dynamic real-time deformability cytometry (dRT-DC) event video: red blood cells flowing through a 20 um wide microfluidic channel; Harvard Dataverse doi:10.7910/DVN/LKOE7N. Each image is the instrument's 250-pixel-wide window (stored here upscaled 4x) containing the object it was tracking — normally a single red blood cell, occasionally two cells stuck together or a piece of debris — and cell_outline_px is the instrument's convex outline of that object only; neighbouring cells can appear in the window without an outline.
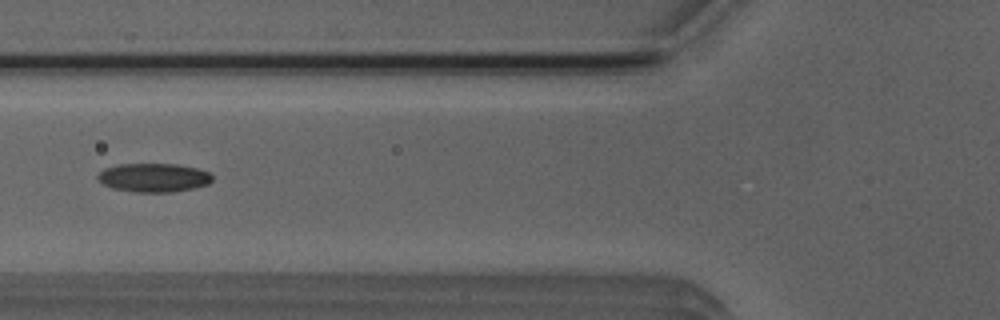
{"species": "Egyptian fruit bat (a non-hibernating species)", "species_latin": "Rousettus aegyptiacus", "temperature_condition": "room temperature", "stored_images_in_passage": 4, "camera_frame_rate_fps": 3000, "um_per_image_px": 0.085, "animal": {"sex": "male"}, "frame": {"image": 1, "passage_image": 4, "time_ms": 4.333, "image_size_px": [1000, 320], "cell_outline_px": [[212, 180], [208, 184], [192, 188], [172, 192], [136, 192], [112, 188], [104, 184], [96, 176], [104, 168], [116, 164], [176, 164], [196, 168], [208, 172], [212, 176]], "centroid_in_image_um": [13.04, 15.09], "position_along_channel_um": 112.8, "area_um2": 19.07}}